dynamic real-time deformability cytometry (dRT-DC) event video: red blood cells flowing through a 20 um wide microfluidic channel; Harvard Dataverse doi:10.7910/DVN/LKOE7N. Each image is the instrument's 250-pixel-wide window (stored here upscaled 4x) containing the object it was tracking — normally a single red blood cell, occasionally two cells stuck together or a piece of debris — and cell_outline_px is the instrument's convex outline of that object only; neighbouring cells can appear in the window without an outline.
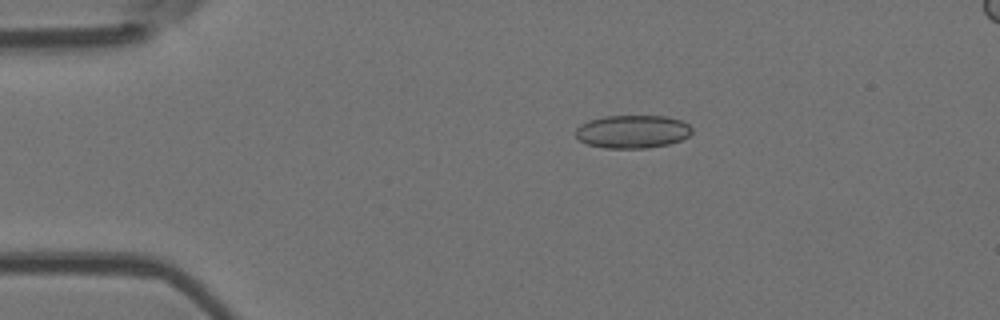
{"species": "Egyptian fruit bat (a non-hibernating species)", "species_latin": "Rousettus aegyptiacus", "temperature_condition": "room temperature", "stored_images_in_passage": 8, "camera_frame_rate_fps": 3000, "um_per_image_px": 0.085, "animal": {"sex": "female"}, "frame": {"image": 1, "passage_image": 3, "time_ms": 2.333, "image_size_px": [1000, 320], "cell_outline_px": [[692, 132], [688, 136], [680, 140], [668, 144], [648, 148], [604, 148], [588, 144], [580, 140], [576, 136], [576, 128], [580, 124], [588, 120], [604, 116], [668, 116], [680, 120], [688, 124], [692, 128]], "centroid_in_image_um": [53.76, 11.18], "position_along_channel_um": 31.2, "area_um2": 22.48}}
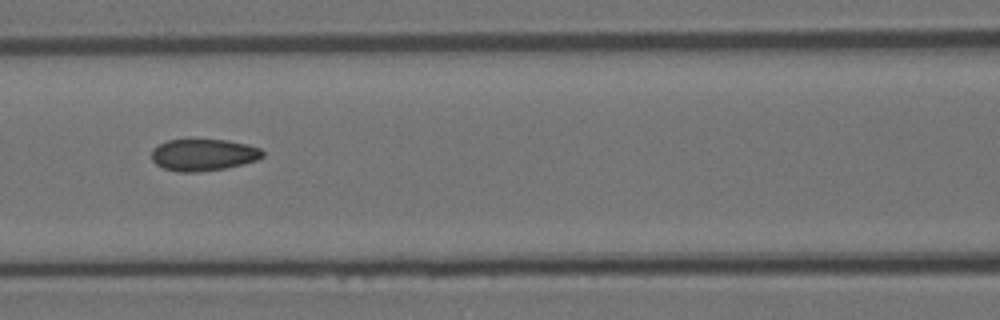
{"frame": {"image": 2, "passage_image": 7, "time_ms": 6.667, "image_size_px": [1000, 320], "cell_outline_px": [[264, 156], [256, 160], [224, 168], [200, 172], [180, 172], [164, 168], [156, 164], [152, 160], [152, 148], [168, 140], [228, 140], [248, 144], [260, 148], [264, 152]], "centroid_in_image_um": [17.29, 13.16], "position_along_channel_um": 149.3, "area_um2": 20.46}}
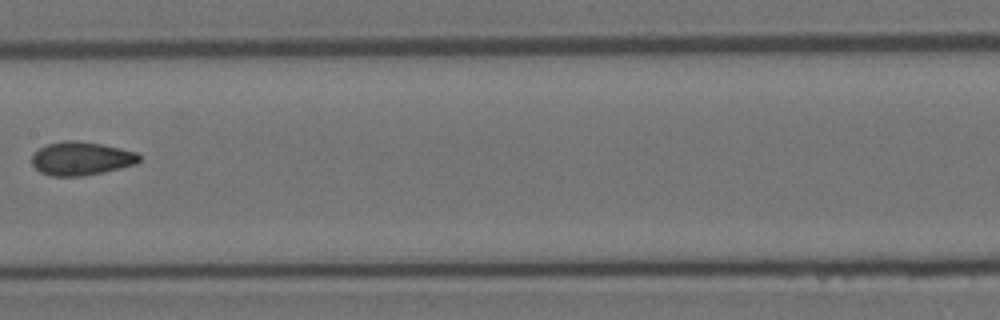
{"frame": {"image": 3, "passage_image": 8, "time_ms": 8.0, "image_size_px": [1000, 320], "cell_outline_px": [[140, 160], [136, 164], [104, 172], [80, 176], [52, 176], [40, 172], [32, 164], [32, 156], [40, 148], [48, 144], [64, 140], [72, 140], [100, 144], [120, 148], [136, 152], [140, 156]], "centroid_in_image_um": [6.91, 13.48], "position_along_channel_um": 200.5, "area_um2": 20.75}}